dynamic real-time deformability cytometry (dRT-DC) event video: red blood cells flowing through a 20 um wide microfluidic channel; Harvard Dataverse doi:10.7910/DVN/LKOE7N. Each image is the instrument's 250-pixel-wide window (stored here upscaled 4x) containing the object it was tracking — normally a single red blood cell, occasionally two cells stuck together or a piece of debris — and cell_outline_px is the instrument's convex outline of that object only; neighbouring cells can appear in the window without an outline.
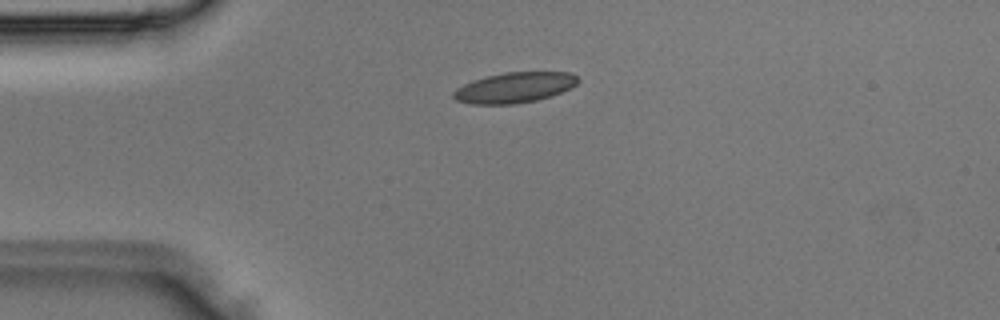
{"species": "Egyptian fruit bat (a non-hibernating species)", "species_latin": "Rousettus aegyptiacus", "temperature_condition": "room temperature", "stored_images_in_passage": 3, "camera_frame_rate_fps": 3000, "um_per_image_px": 0.085, "animal": {"sex": "male"}, "frame": {"image": 1, "passage_image": 2, "time_ms": 0.333, "image_size_px": [1000, 320], "cell_outline_px": [[580, 80], [572, 88], [552, 96], [536, 100], [516, 104], [472, 104], [456, 100], [452, 96], [452, 92], [456, 88], [472, 80], [504, 72], [568, 72], [576, 76]], "centroid_in_image_um": [43.73, 7.45], "position_along_channel_um": 41.3, "area_um2": 22.2}}